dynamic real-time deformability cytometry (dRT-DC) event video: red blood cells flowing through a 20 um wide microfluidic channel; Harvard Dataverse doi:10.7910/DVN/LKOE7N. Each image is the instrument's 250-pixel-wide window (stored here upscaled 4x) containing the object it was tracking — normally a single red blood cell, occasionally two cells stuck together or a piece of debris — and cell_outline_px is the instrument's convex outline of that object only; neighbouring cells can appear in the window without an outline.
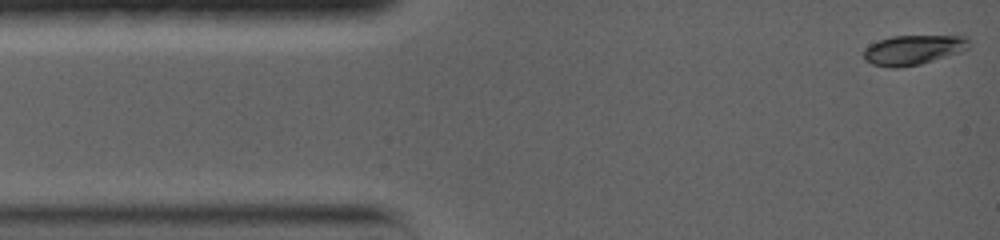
{"species": "common noctule bat (a hibernating species)", "species_latin": "Nyctalus noctula", "temperature_condition": "warm", "stored_images_in_passage": 25, "camera_frame_rate_fps": 5000, "um_per_image_px": 0.085, "animal": {"sex": "female", "body_mass_g": 19.0, "forearm_length_mm": 56.7}, "frame": {"image": 1, "passage_image": 1, "time_ms": 0.0, "image_size_px": [1000, 240], "cell_outline_px": [[972, 44], [968, 48], [960, 52], [920, 64], [896, 68], [892, 68], [872, 64], [864, 60], [864, 48], [880, 40], [892, 36], [968, 36]], "centroid_in_image_um": [77.65, 4.24], "position_along_channel_um": 7.4, "area_um2": 18.21}}
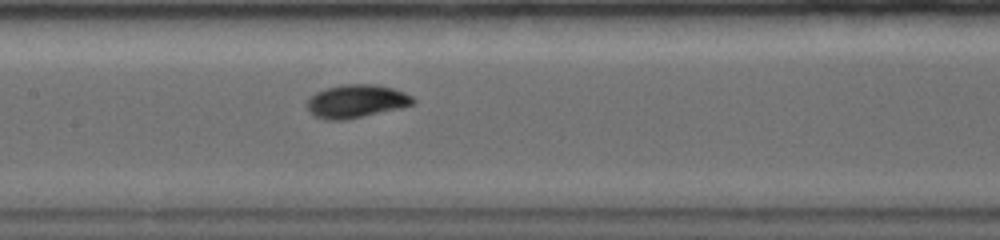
{"frame": {"image": 2, "passage_image": 13, "time_ms": 6.6, "image_size_px": [1000, 240], "cell_outline_px": [[416, 100], [412, 104], [400, 108], [344, 120], [328, 120], [316, 116], [308, 112], [308, 96], [316, 92], [328, 88], [344, 84], [376, 84], [392, 88], [404, 92], [412, 96]], "centroid_in_image_um": [30.27, 8.6], "position_along_channel_um": 177.1, "area_um2": 20.35}}
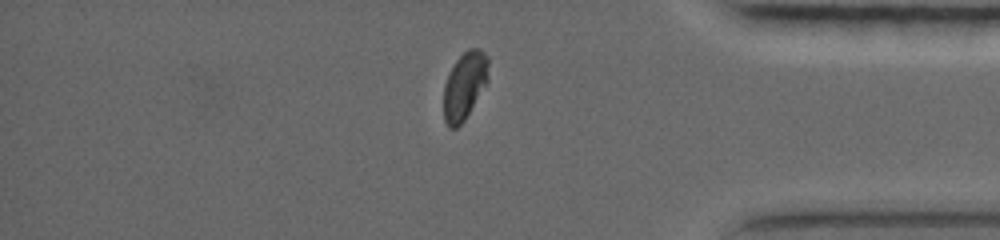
{"frame": {"image": 3, "passage_image": 22, "time_ms": 13.0, "image_size_px": [1000, 240], "cell_outline_px": [[488, 84], [464, 120], [456, 128], [448, 128], [444, 120], [444, 84], [456, 60], [468, 48], [480, 48], [488, 56]], "centroid_in_image_um": [39.51, 7.28], "position_along_channel_um": 395.7, "area_um2": 17.74}, "authors_computed_cell_mechanics": {"area_um2": 18.5538, "velocity_mm_per_s": 3.7121, "shape_relaxation_time_tau1_ms": 2.3805, "shape_relaxation_time_tau2_ms": null, "deformation_change_tau1": 0.1249, "deformation_change_tau2": null}}